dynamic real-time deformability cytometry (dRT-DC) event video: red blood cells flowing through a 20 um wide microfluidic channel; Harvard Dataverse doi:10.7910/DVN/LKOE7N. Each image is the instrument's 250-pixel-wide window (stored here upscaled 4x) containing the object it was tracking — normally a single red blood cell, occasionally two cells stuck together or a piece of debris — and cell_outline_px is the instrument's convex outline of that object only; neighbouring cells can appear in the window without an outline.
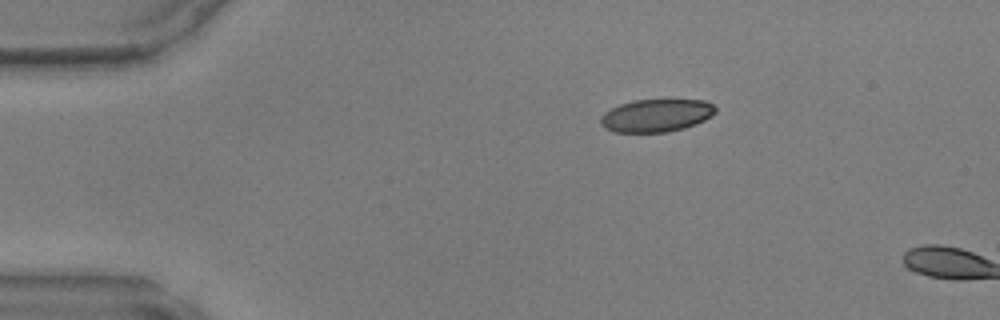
{"species": "common noctule bat (a hibernating species)", "species_latin": "Nyctalus noctula", "temperature_condition": "warm", "stored_images_in_passage": 2, "camera_frame_rate_fps": 3000, "um_per_image_px": 0.085, "animal": {"sex": "male", "body_mass_g": 17.9, "forearm_length_mm": 54.2}, "frame": {"image": 1, "passage_image": 1, "time_ms": 0.0, "image_size_px": [1000, 320], "cell_outline_px": [[716, 112], [712, 116], [696, 124], [684, 128], [668, 132], [612, 132], [604, 128], [600, 124], [600, 116], [604, 112], [620, 104], [632, 100], [704, 100], [712, 104], [716, 108]], "centroid_in_image_um": [55.76, 9.82], "position_along_channel_um": 29.2, "area_um2": 22.08}}